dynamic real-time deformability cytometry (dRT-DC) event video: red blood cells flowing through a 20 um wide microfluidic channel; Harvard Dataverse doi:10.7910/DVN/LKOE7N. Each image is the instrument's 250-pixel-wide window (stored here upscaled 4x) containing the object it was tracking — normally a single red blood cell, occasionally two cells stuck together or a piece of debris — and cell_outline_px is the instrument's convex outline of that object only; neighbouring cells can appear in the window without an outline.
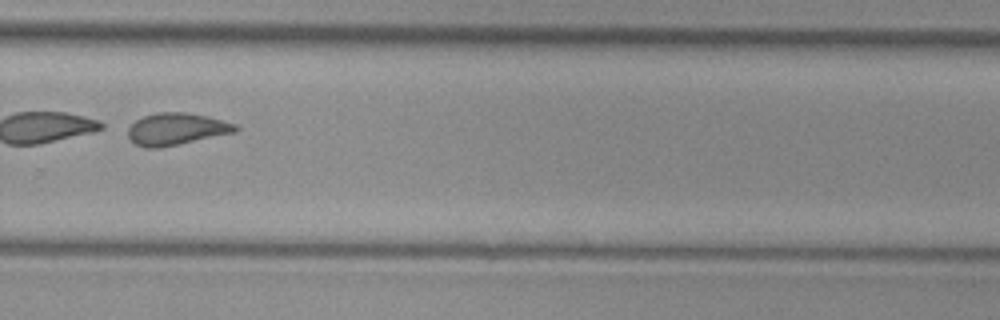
{"species": "common noctule bat (a hibernating species)", "species_latin": "Nyctalus noctula", "temperature_condition": "cold", "stored_images_in_passage": 52, "camera_frame_rate_fps": 3000, "um_per_image_px": 0.085, "animal": {"sex": "female", "body_mass_g": 29.2, "forearm_length_mm": 56.3}, "frame": {"image": 1, "passage_image": 37, "time_ms": 12.0, "image_size_px": [1000, 320], "cell_outline_px": [[240, 128], [236, 132], [160, 148], [144, 148], [136, 144], [128, 136], [128, 128], [136, 120], [144, 116], [156, 112], [184, 112], [208, 116], [236, 124]], "centroid_in_image_um": [15.0, 10.97], "position_along_channel_um": 314.8, "area_um2": 20.06}}